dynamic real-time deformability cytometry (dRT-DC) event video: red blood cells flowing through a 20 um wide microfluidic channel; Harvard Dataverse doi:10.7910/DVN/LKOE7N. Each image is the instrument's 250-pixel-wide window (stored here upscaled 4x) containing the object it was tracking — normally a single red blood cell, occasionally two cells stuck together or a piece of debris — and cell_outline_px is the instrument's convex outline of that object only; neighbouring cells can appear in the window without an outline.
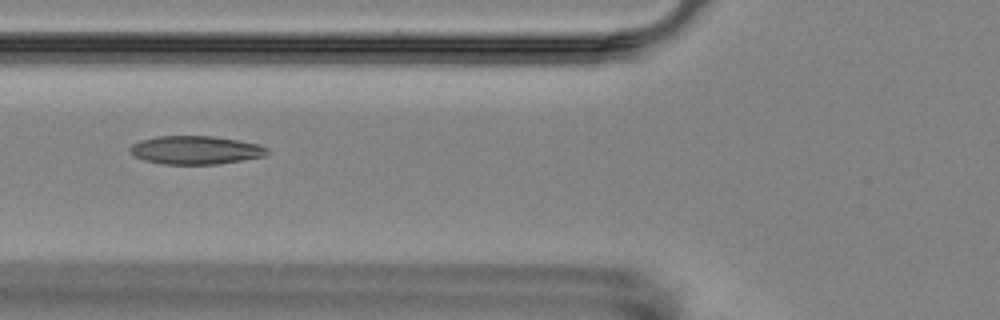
{"species": "Egyptian fruit bat (a non-hibernating species)", "species_latin": "Rousettus aegyptiacus", "temperature_condition": "room temperature", "stored_images_in_passage": 10, "camera_frame_rate_fps": 3000, "um_per_image_px": 0.085, "animal": {"sex": "female"}, "frame": {"image": 1, "passage_image": 6, "time_ms": 6.0, "image_size_px": [1000, 320], "cell_outline_px": [[268, 152], [264, 156], [216, 164], [164, 164], [144, 160], [136, 156], [128, 148], [132, 144], [140, 140], [156, 136], [212, 136], [260, 144], [268, 148]], "centroid_in_image_um": [16.61, 12.75], "position_along_channel_um": 109.2, "area_um2": 22.48}}
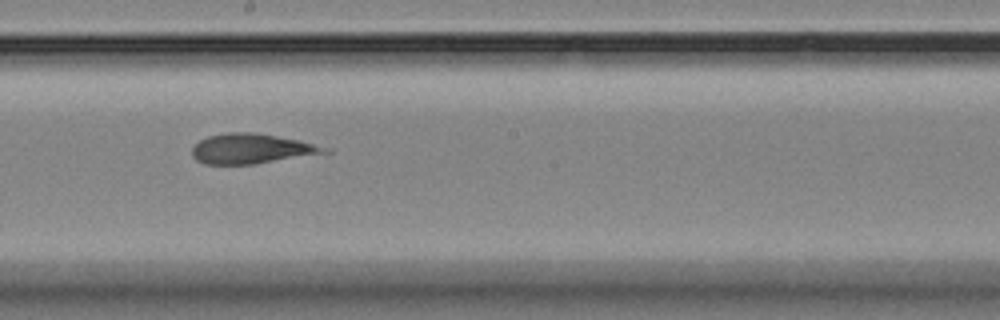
{"frame": {"image": 2, "passage_image": 9, "time_ms": 9.333, "image_size_px": [1000, 320], "cell_outline_px": [[332, 152], [256, 164], [204, 164], [196, 160], [192, 156], [192, 148], [200, 140], [208, 136], [228, 132], [256, 132], [300, 140], [332, 148]], "centroid_in_image_um": [21.43, 12.64], "position_along_channel_um": 226.8, "area_um2": 23.41}}
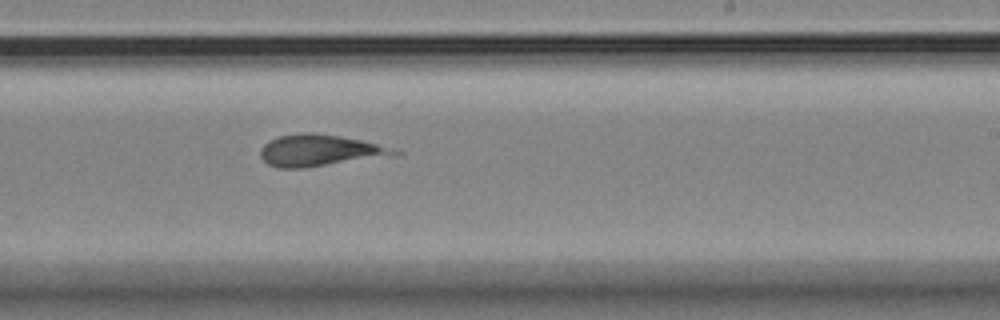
{"frame": {"image": 3, "passage_image": 10, "time_ms": 10.333, "image_size_px": [1000, 320], "cell_outline_px": [[404, 152], [400, 156], [304, 168], [276, 168], [268, 164], [260, 156], [260, 148], [268, 140], [280, 136], [300, 132], [312, 132], [340, 136], [400, 148]], "centroid_in_image_um": [27.31, 12.8], "position_along_channel_um": 261.7, "area_um2": 25.55}}